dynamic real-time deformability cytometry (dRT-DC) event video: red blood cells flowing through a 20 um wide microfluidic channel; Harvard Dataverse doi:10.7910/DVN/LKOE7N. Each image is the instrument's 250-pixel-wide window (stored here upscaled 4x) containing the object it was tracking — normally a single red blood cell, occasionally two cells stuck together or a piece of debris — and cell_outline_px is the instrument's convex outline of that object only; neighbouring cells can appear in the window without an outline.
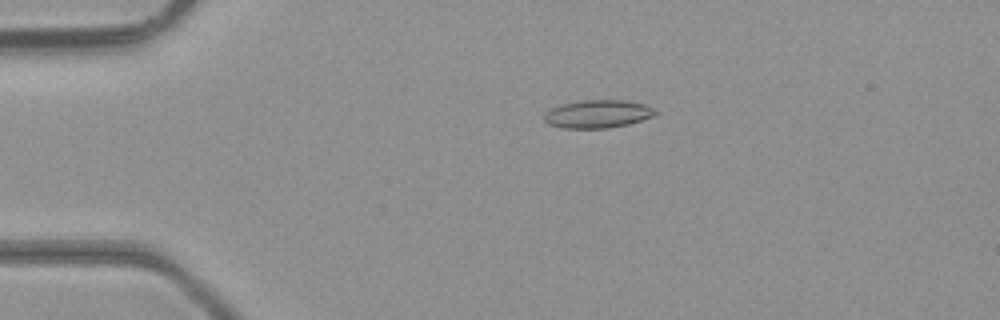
{"species": "common noctule bat (a hibernating species)", "species_latin": "Nyctalus noctula", "temperature_condition": "room temperature", "stored_images_in_passage": 39, "camera_frame_rate_fps": 3000, "um_per_image_px": 0.085, "animal": {"sex": "male", "body_mass_g": 23.1, "forearm_length_mm": 52.7}, "frame": {"image": 1, "passage_image": 3, "time_ms": 0.667, "image_size_px": [1000, 320], "cell_outline_px": [[656, 112], [652, 116], [628, 124], [608, 128], [564, 128], [548, 124], [544, 120], [544, 116], [552, 108], [564, 104], [584, 100], [624, 100], [644, 104], [656, 108]], "centroid_in_image_um": [50.83, 9.69], "position_along_channel_um": 34.2, "area_um2": 17.86}}
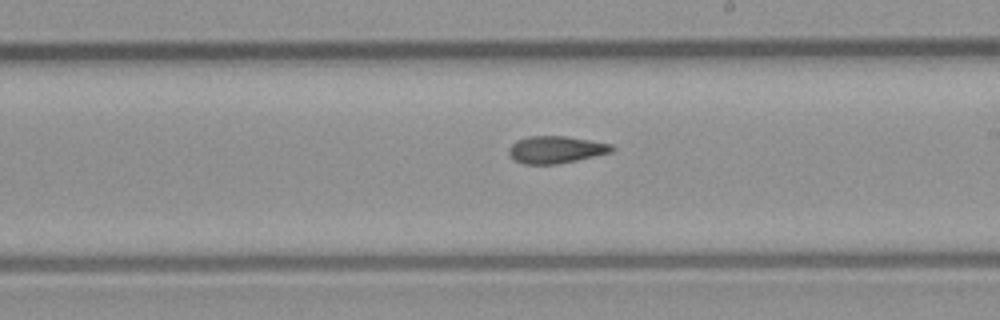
{"frame": {"image": 2, "passage_image": 20, "time_ms": 6.333, "image_size_px": [1000, 320], "cell_outline_px": [[616, 148], [612, 152], [576, 160], [556, 164], [524, 164], [516, 160], [508, 152], [508, 148], [516, 140], [528, 136], [564, 136], [612, 144]], "centroid_in_image_um": [47.25, 12.71], "position_along_channel_um": 241.8, "area_um2": 16.18}}
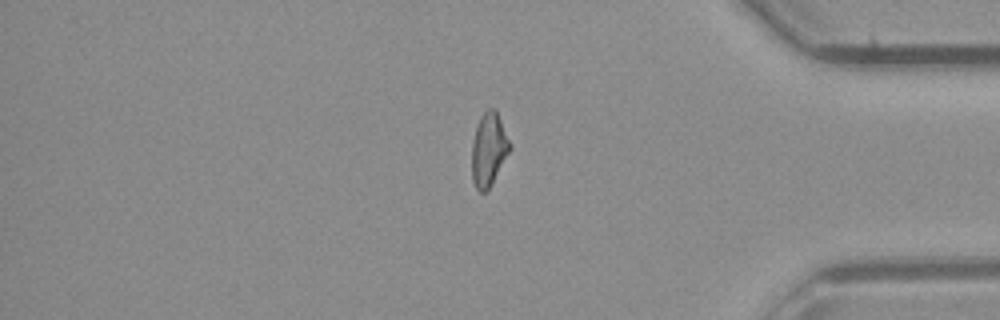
{"frame": {"image": 3, "passage_image": 32, "time_ms": 10.333, "image_size_px": [1000, 320], "cell_outline_px": [[512, 148], [488, 188], [484, 192], [480, 192], [476, 188], [472, 180], [472, 140], [480, 116], [488, 108], [492, 108], [496, 112], [500, 120]], "centroid_in_image_um": [41.52, 12.7], "position_along_channel_um": 393.7, "area_um2": 15.84}, "authors_computed_cell_mechanics": {"area_um2": 16.7042, "velocity_mm_per_s": 4.4602, "shape_relaxation_time_tau1_ms": 9.1685, "shape_relaxation_time_tau2_ms": 2.9806, "deformation_change_tau1": 0.1953, "deformation_change_tau2": 0.1129}}